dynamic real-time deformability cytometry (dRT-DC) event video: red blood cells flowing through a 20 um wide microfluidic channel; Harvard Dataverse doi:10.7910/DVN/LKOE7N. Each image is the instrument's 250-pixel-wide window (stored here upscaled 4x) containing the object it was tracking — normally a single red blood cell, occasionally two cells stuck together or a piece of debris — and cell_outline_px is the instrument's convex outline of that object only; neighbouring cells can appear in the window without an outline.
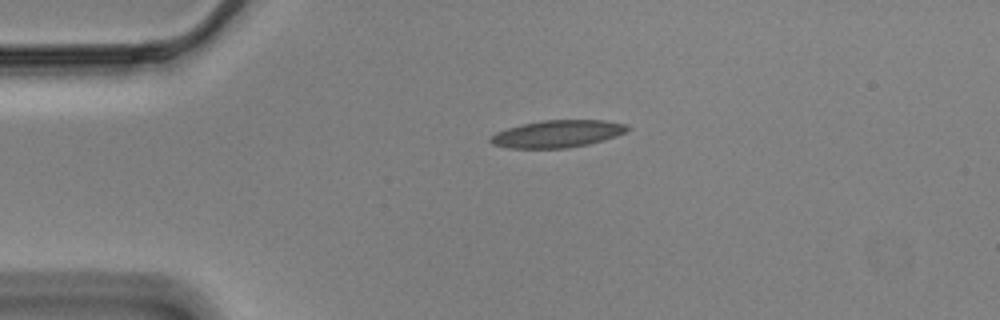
{"species": "Egyptian fruit bat (a non-hibernating species)", "species_latin": "Rousettus aegyptiacus", "temperature_condition": "cold", "stored_images_in_passage": 45, "camera_frame_rate_fps": 3000, "um_per_image_px": 0.085, "animal": {"sex": "male"}, "frame": {"image": 1, "passage_image": 1, "time_ms": 0.0, "image_size_px": [1000, 320], "cell_outline_px": [[632, 128], [616, 136], [604, 140], [588, 144], [568, 148], [508, 148], [492, 144], [488, 140], [496, 132], [508, 128], [524, 124], [544, 120], [604, 120], [628, 124]], "centroid_in_image_um": [47.41, 11.37], "position_along_channel_um": 37.6, "area_um2": 21.73}}
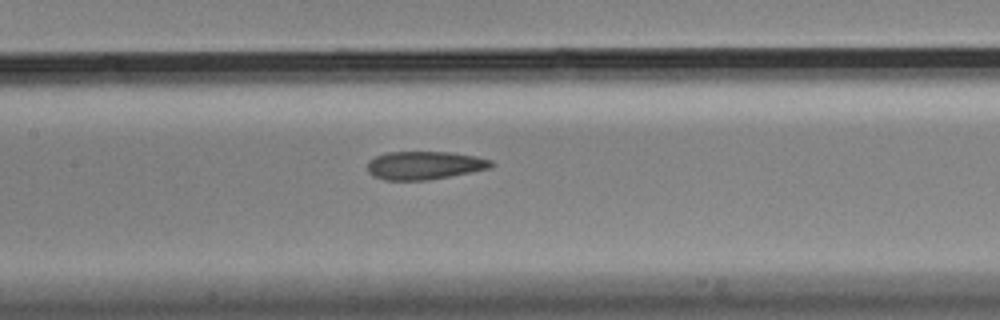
{"frame": {"image": 2, "passage_image": 15, "time_ms": 4.667, "image_size_px": [1000, 320], "cell_outline_px": [[496, 164], [492, 168], [448, 176], [424, 180], [384, 180], [372, 176], [368, 172], [368, 160], [376, 156], [388, 152], [448, 152], [476, 156], [492, 160]], "centroid_in_image_um": [36.08, 14.05], "position_along_channel_um": 171.3, "area_um2": 20.35}}
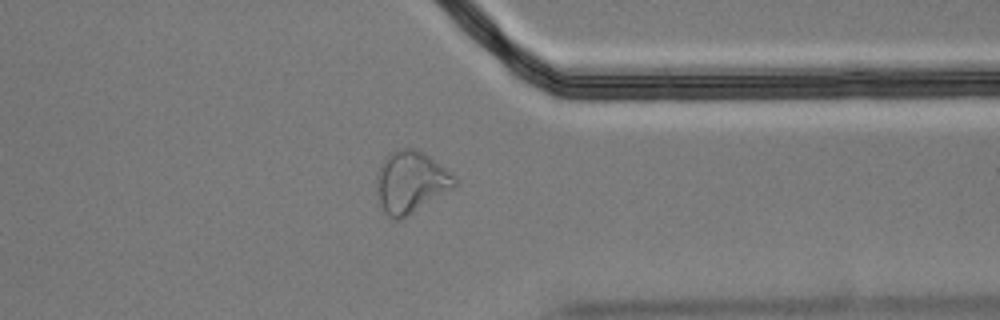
{"frame": {"image": 3, "passage_image": 33, "time_ms": 10.667, "image_size_px": [1000, 320], "cell_outline_px": [[460, 180], [456, 188], [400, 220], [396, 220], [388, 216], [384, 212], [380, 204], [376, 192], [376, 176], [380, 164], [388, 152], [396, 148], [416, 148], [424, 152], [452, 172]], "centroid_in_image_um": [34.95, 15.46], "position_along_channel_um": 376.5, "area_um2": 29.02}, "authors_computed_cell_mechanics": {"area_um2": 21.5016, "velocity_mm_per_s": 3.4977, "shape_relaxation_time_tau1_ms": null, "shape_relaxation_time_tau2_ms": 2.059, "deformation_change_tau1": null, "deformation_change_tau2": 0.107}}